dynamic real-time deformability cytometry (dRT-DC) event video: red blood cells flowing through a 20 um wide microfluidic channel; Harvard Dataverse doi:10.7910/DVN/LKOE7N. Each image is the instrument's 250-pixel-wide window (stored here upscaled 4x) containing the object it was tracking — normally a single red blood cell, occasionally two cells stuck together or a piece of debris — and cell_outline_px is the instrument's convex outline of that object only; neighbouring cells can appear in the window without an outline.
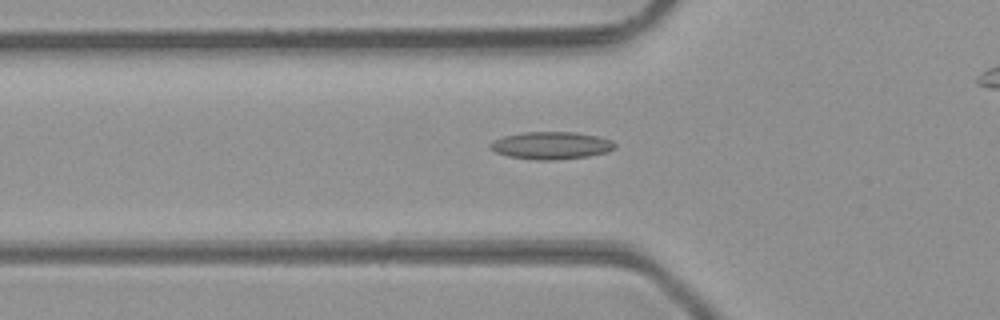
{"species": "common noctule bat (a hibernating species)", "species_latin": "Nyctalus noctula", "temperature_condition": "room temperature", "stored_images_in_passage": 30, "camera_frame_rate_fps": 3000, "um_per_image_px": 0.085, "animal": {"sex": "male", "body_mass_g": 23.1, "forearm_length_mm": 52.7}, "frame": {"image": 1, "passage_image": 5, "time_ms": 1.333, "image_size_px": [1000, 320], "cell_outline_px": [[616, 148], [608, 152], [588, 156], [556, 160], [536, 160], [508, 156], [496, 152], [488, 148], [488, 144], [492, 140], [504, 136], [524, 132], [576, 132], [596, 136], [612, 140], [616, 144]], "centroid_in_image_um": [46.84, 12.36], "position_along_channel_um": 79.0, "area_um2": 20.11}}
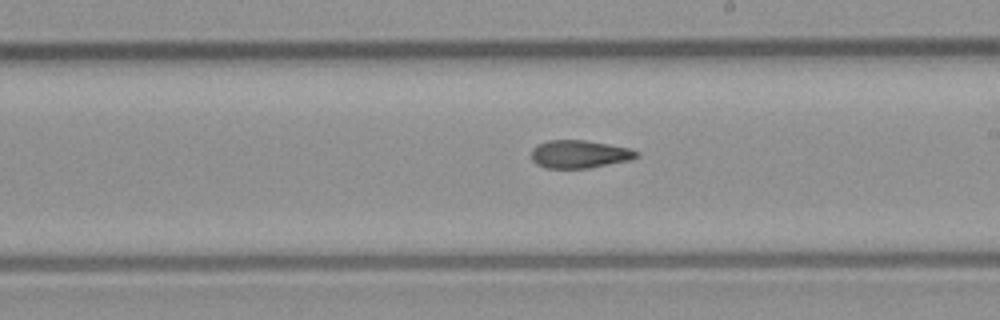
{"frame": {"image": 2, "passage_image": 16, "time_ms": 5.0, "image_size_px": [1000, 320], "cell_outline_px": [[640, 152], [632, 160], [588, 168], [544, 168], [536, 164], [532, 160], [532, 148], [536, 144], [548, 140], [584, 140], [608, 144], [628, 148]], "centroid_in_image_um": [49.22, 13.1], "position_along_channel_um": 239.8, "area_um2": 17.17}}
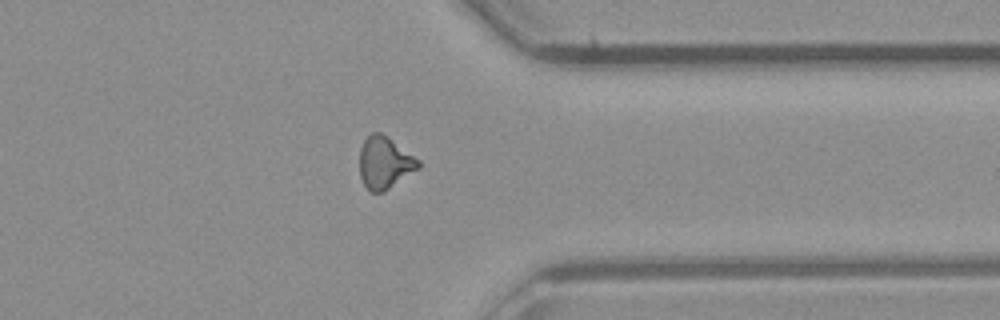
{"frame": {"image": 3, "passage_image": 26, "time_ms": 8.333, "image_size_px": [1000, 320], "cell_outline_px": [[420, 168], [384, 192], [372, 192], [364, 184], [360, 176], [360, 148], [364, 140], [372, 132], [380, 132], [388, 136], [420, 160]], "centroid_in_image_um": [32.71, 13.82], "position_along_channel_um": 378.7, "area_um2": 17.92}}